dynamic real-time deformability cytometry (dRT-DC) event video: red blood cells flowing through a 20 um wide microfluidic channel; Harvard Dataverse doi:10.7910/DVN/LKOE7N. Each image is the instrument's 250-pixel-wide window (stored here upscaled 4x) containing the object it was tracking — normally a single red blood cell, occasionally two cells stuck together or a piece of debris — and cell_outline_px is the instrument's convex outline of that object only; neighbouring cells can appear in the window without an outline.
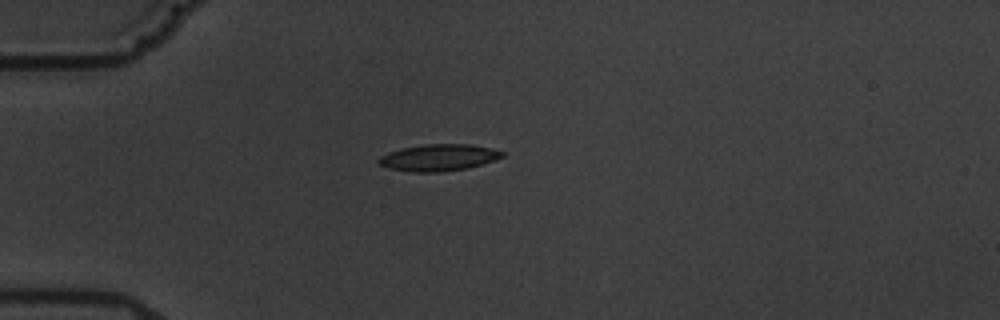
{"species": "common noctule bat (a hibernating species)", "species_latin": "Nyctalus noctula", "temperature_condition": "warm", "stored_images_in_passage": 13, "camera_frame_rate_fps": 3000, "um_per_image_px": 0.085, "animal": {"sex": "male", "body_mass_g": 19.5, "forearm_length_mm": 54.6}, "frame": {"image": 1, "passage_image": 1, "time_ms": 0.0, "image_size_px": [1000, 320], "cell_outline_px": [[504, 156], [468, 168], [440, 172], [412, 172], [388, 168], [380, 164], [376, 160], [380, 156], [388, 152], [400, 148], [424, 144], [472, 144], [492, 148], [504, 152]], "centroid_in_image_um": [37.25, 13.38], "position_along_channel_um": 47.8, "area_um2": 19.25}}
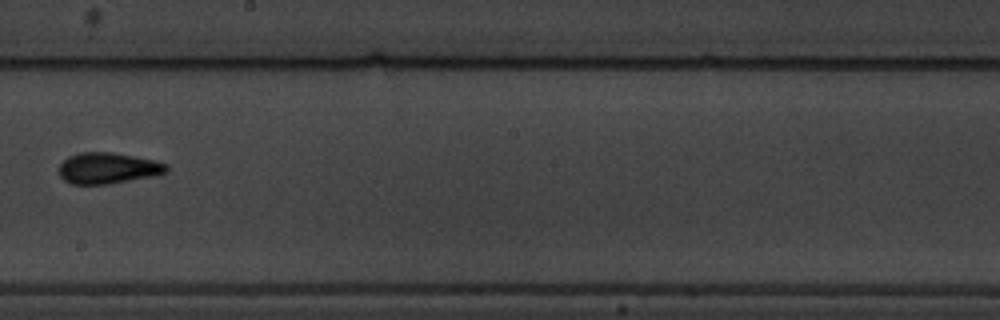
{"frame": {"image": 2, "passage_image": 6, "time_ms": 6.0, "image_size_px": [1000, 320], "cell_outline_px": [[168, 172], [160, 176], [108, 184], [72, 184], [64, 180], [60, 176], [60, 164], [68, 156], [80, 152], [112, 152], [156, 160], [168, 164]], "centroid_in_image_um": [9.25, 14.3], "position_along_channel_um": 239.0, "area_um2": 19.83}}
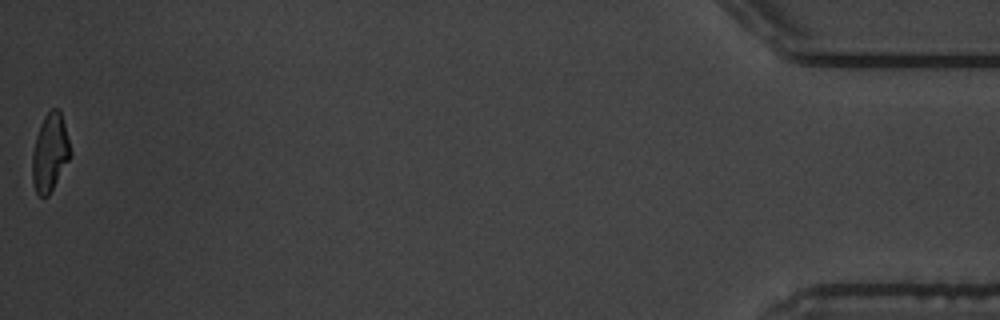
{"frame": {"image": 3, "passage_image": 13, "time_ms": 14.0, "image_size_px": [1000, 320], "cell_outline_px": [[72, 152], [68, 160], [48, 196], [40, 196], [36, 192], [32, 180], [32, 152], [36, 136], [40, 124], [44, 116], [52, 108], [56, 108], [60, 112], [64, 124]], "centroid_in_image_um": [4.23, 12.96], "position_along_channel_um": 431.0, "area_um2": 16.99}, "authors_computed_cell_mechanics": {"area_um2": 18.6116, "velocity_mm_per_s": 3.526, "shape_relaxation_time_tau1_ms": 5.484, "shape_relaxation_time_tau2_ms": 1.7886, "deformation_change_tau1": 0.1427, "deformation_change_tau2": 0.0753}}